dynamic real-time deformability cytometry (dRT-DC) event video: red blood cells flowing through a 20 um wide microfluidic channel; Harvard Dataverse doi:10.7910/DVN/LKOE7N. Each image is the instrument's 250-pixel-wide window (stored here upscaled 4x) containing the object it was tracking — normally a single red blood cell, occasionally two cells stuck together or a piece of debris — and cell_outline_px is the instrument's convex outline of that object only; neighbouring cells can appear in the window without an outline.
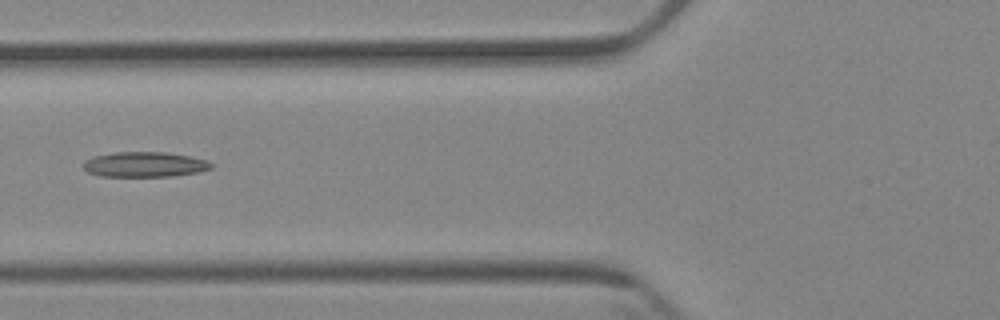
{"species": "Egyptian fruit bat (a non-hibernating species)", "species_latin": "Rousettus aegyptiacus", "temperature_condition": "cold", "stored_images_in_passage": 6, "camera_frame_rate_fps": 3000, "um_per_image_px": 0.085, "animal": {"sex": "female"}, "frame": {"image": 1, "passage_image": 5, "time_ms": 4.667, "image_size_px": [1000, 320], "cell_outline_px": [[212, 168], [200, 172], [172, 176], [100, 176], [88, 172], [84, 168], [84, 160], [92, 156], [116, 152], [164, 152], [188, 156], [204, 160], [212, 164]], "centroid_in_image_um": [12.26, 13.98], "position_along_channel_um": 113.5, "area_um2": 18.61}}
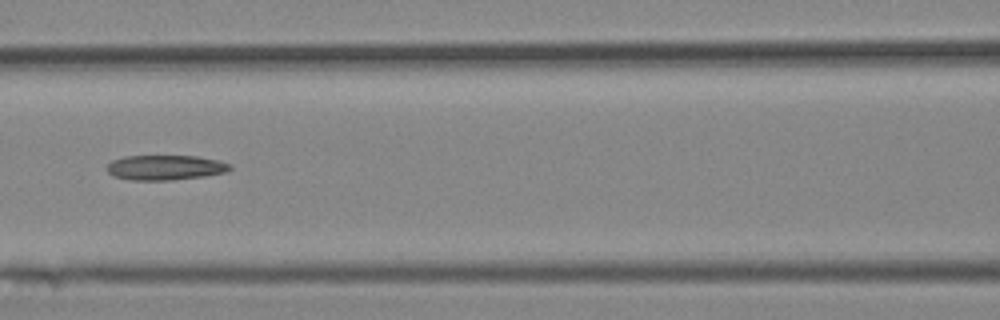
{"frame": {"image": 2, "passage_image": 6, "time_ms": 5.667, "image_size_px": [1000, 320], "cell_outline_px": [[232, 168], [228, 172], [204, 176], [172, 180], [132, 180], [112, 176], [108, 172], [108, 164], [112, 160], [124, 156], [196, 156], [216, 160], [232, 164]], "centroid_in_image_um": [14.06, 14.24], "position_along_channel_um": 152.5, "area_um2": 17.92}}